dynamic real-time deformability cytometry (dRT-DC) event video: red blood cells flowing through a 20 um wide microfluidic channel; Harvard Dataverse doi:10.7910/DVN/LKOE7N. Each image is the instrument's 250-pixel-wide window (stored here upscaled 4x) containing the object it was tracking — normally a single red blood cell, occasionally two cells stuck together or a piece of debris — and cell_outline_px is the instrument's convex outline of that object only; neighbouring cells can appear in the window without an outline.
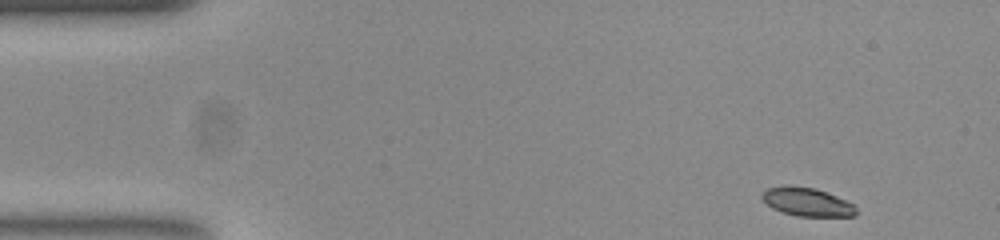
{"species": "common noctule bat (a hibernating species)", "species_latin": "Nyctalus noctula", "temperature_condition": "room temperature", "stored_images_in_passage": 49, "camera_frame_rate_fps": 3000, "um_per_image_px": 0.085, "animal": {"sex": "female", "body_mass_g": 23.0, "forearm_length_mm": 53.4}, "frame": {"image": 1, "passage_image": 1, "time_ms": 0.0, "image_size_px": [1000, 240], "cell_outline_px": [[856, 216], [796, 216], [772, 208], [760, 196], [768, 188], [784, 184], [792, 184], [816, 188], [836, 196], [852, 204], [856, 208]], "centroid_in_image_um": [68.57, 17.14], "position_along_channel_um": 16.4, "area_um2": 15.61}}
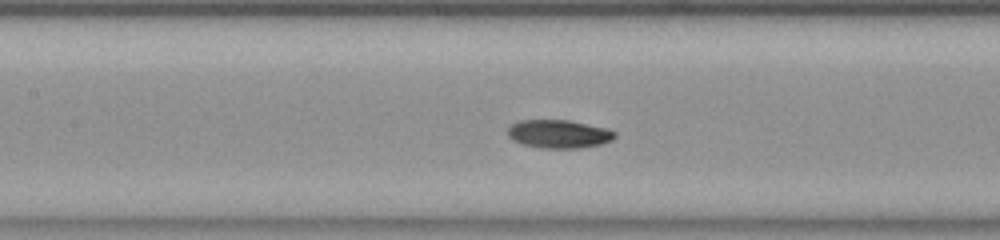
{"frame": {"image": 2, "passage_image": 20, "time_ms": 6.333, "image_size_px": [1000, 240], "cell_outline_px": [[616, 136], [612, 140], [600, 144], [580, 148], [540, 148], [524, 144], [512, 140], [508, 136], [508, 128], [512, 124], [520, 120], [568, 120], [604, 128], [616, 132]], "centroid_in_image_um": [47.48, 11.39], "position_along_channel_um": 159.9, "area_um2": 17.51}}
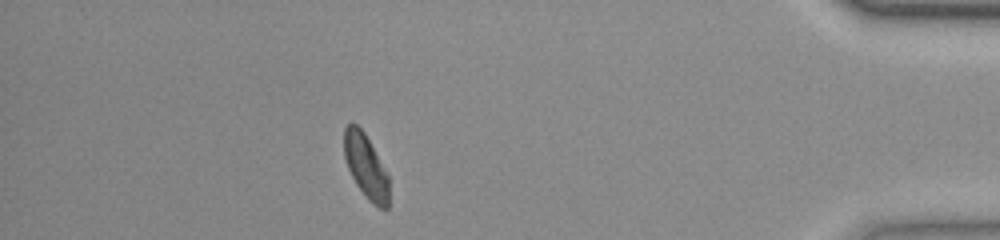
{"frame": {"image": 3, "passage_image": 43, "time_ms": 14.0, "image_size_px": [1000, 240], "cell_outline_px": [[388, 208], [380, 208], [372, 204], [368, 200], [356, 184], [348, 168], [344, 156], [344, 128], [348, 124], [356, 124], [364, 132], [388, 176]], "centroid_in_image_um": [31.08, 14.15], "position_along_channel_um": 404.1, "area_um2": 16.36}, "authors_computed_cell_mechanics": {"area_um2": 17.2822, "velocity_mm_per_s": 3.8493, "shape_relaxation_time_tau1_ms": 2.7271, "shape_relaxation_time_tau2_ms": 4.8138, "deformation_change_tau1": 0.1137, "deformation_change_tau2": 0.0841}}